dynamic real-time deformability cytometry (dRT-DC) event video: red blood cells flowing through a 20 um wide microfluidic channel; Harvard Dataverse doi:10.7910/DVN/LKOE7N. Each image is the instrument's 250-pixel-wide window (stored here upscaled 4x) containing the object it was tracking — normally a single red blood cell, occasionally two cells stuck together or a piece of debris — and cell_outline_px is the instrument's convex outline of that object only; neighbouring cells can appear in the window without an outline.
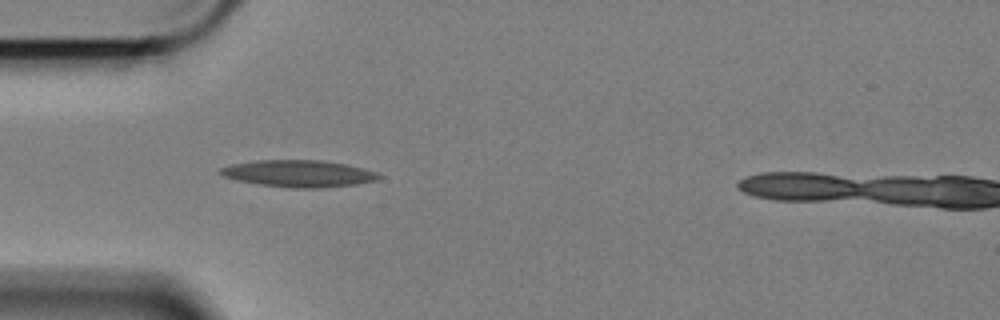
{"species": "Egyptian fruit bat (a non-hibernating species)", "species_latin": "Rousettus aegyptiacus", "temperature_condition": "cold", "stored_images_in_passage": 40, "camera_frame_rate_fps": 3000, "um_per_image_px": 0.085, "animal": {"sex": "female"}, "frame": {"image": 1, "passage_image": 1, "time_ms": 0.0, "image_size_px": [1000, 320], "cell_outline_px": [[384, 176], [380, 180], [356, 184], [324, 188], [292, 188], [260, 184], [236, 180], [224, 176], [220, 172], [220, 168], [232, 164], [256, 160], [320, 160], [344, 164], [376, 172]], "centroid_in_image_um": [25.42, 14.76], "position_along_channel_um": 59.6, "area_um2": 24.74}}
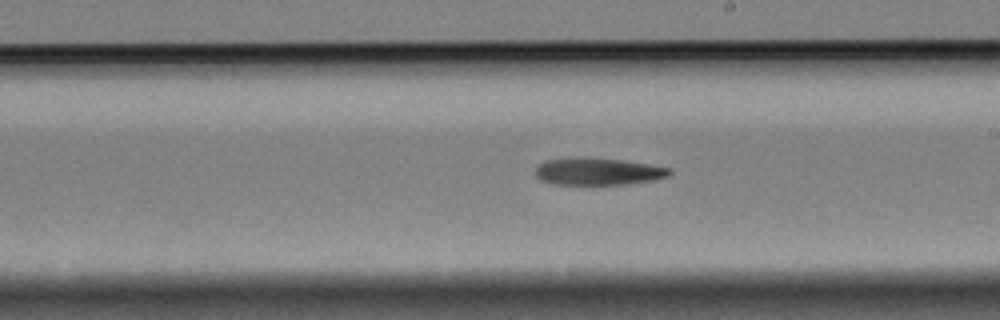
{"frame": {"image": 2, "passage_image": 17, "time_ms": 5.333, "image_size_px": [1000, 320], "cell_outline_px": [[672, 172], [668, 176], [656, 180], [632, 184], [552, 184], [540, 180], [536, 176], [536, 168], [540, 164], [548, 160], [620, 160], [648, 164], [672, 168]], "centroid_in_image_um": [50.93, 14.63], "position_along_channel_um": 238.1, "area_um2": 20.35}}
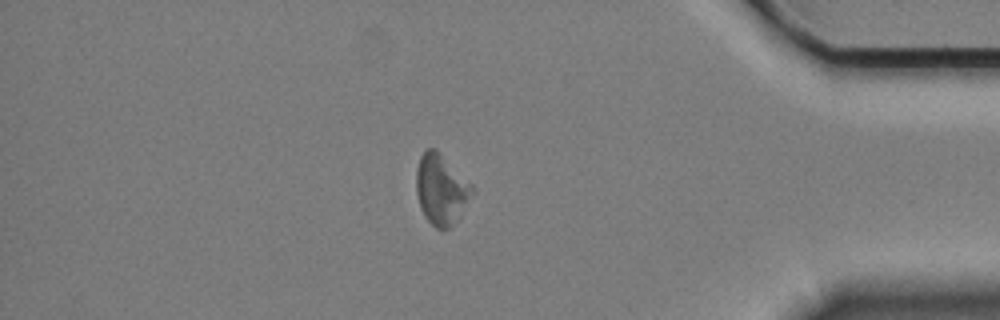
{"frame": {"image": 3, "passage_image": 34, "time_ms": 11.0, "image_size_px": [1000, 320], "cell_outline_px": [[476, 192], [460, 216], [448, 228], [436, 228], [424, 216], [420, 208], [416, 192], [416, 172], [420, 156], [428, 148], [436, 148], [476, 188]], "centroid_in_image_um": [37.53, 16.09], "position_along_channel_um": 397.7, "area_um2": 23.12}}